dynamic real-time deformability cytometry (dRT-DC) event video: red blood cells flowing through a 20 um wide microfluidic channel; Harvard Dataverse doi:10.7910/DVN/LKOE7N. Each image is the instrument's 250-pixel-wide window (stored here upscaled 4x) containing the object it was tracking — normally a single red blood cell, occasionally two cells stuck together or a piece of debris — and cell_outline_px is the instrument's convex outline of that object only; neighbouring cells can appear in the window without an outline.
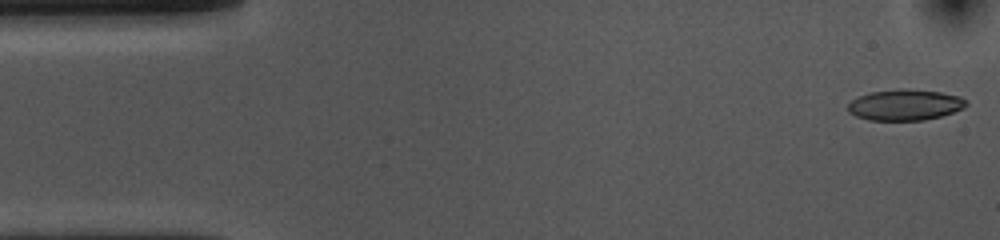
{"species": "common noctule bat (a hibernating species)", "species_latin": "Nyctalus noctula", "temperature_condition": "cold", "stored_images_in_passage": 52, "camera_frame_rate_fps": 3000, "um_per_image_px": 0.085, "animal": {"sex": "female", "body_mass_g": 10.0, "forearm_length_mm": 53.1}, "frame": {"image": 1, "passage_image": 1, "time_ms": 0.0, "image_size_px": [1000, 240], "cell_outline_px": [[968, 104], [964, 108], [940, 116], [924, 120], [868, 120], [856, 116], [848, 112], [848, 104], [852, 100], [860, 96], [872, 92], [900, 88], [940, 92], [960, 96]], "centroid_in_image_um": [76.91, 8.92], "position_along_channel_um": 8.1, "area_um2": 21.15}}
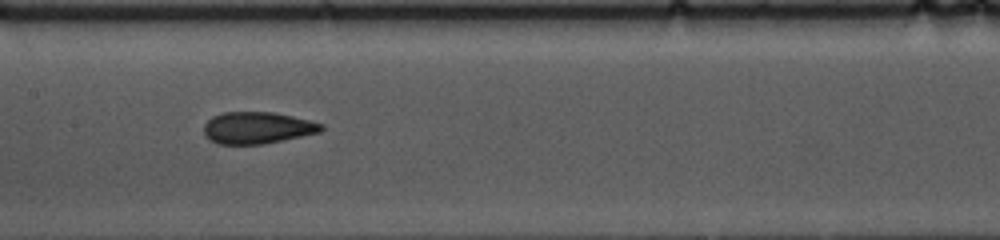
{"frame": {"image": 2, "passage_image": 24, "time_ms": 7.667, "image_size_px": [1000, 240], "cell_outline_px": [[324, 128], [320, 132], [260, 144], [220, 144], [212, 140], [204, 132], [204, 124], [212, 116], [224, 112], [272, 112], [292, 116], [324, 124]], "centroid_in_image_um": [21.87, 10.85], "position_along_channel_um": 185.5, "area_um2": 21.39}}
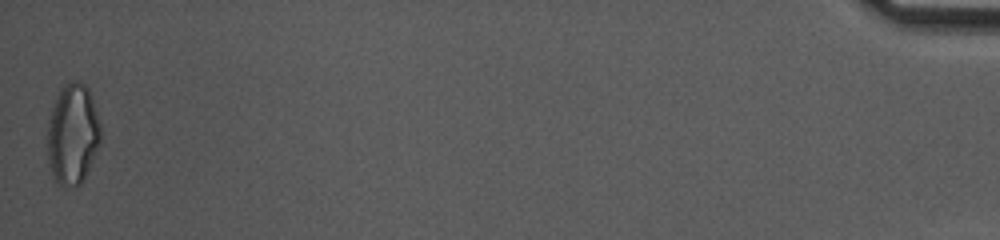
{"frame": {"image": 3, "passage_image": 52, "time_ms": 17.0, "image_size_px": [1000, 240], "cell_outline_px": [[100, 144], [80, 184], [60, 184], [56, 180], [52, 172], [48, 160], [48, 120], [52, 108], [60, 88], [64, 84], [72, 80], [80, 80], [88, 88], [100, 124]], "centroid_in_image_um": [6.17, 11.33], "position_along_channel_um": 429.0, "area_um2": 30.58}, "authors_computed_cell_mechanics": {"area_um2": 22.0507, "velocity_mm_per_s": 3.7054, "shape_relaxation_time_tau1_ms": null, "shape_relaxation_time_tau2_ms": 2.6665, "deformation_change_tau1": null, "deformation_change_tau2": 0.0945}}